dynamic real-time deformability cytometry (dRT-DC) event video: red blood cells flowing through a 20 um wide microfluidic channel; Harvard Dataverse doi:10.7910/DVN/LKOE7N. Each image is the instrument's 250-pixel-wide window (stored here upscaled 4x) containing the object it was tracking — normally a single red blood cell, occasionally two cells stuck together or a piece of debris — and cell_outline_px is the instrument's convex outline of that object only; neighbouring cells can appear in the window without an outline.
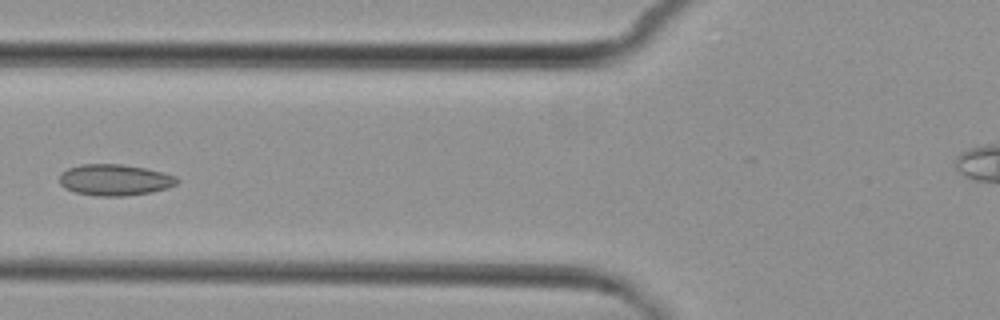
{"species": "common noctule bat (a hibernating species)", "species_latin": "Nyctalus noctula", "temperature_condition": "cold", "stored_images_in_passage": 2, "camera_frame_rate_fps": 3000, "um_per_image_px": 0.085, "animal": {"sex": "female", "body_mass_g": 29.2, "forearm_length_mm": 56.3}, "frame": {"image": 1, "passage_image": 2, "time_ms": 1.333, "image_size_px": [1000, 320], "cell_outline_px": [[180, 180], [176, 184], [168, 188], [152, 192], [124, 196], [92, 196], [76, 192], [64, 188], [60, 184], [60, 172], [68, 168], [80, 164], [120, 164], [144, 168], [176, 176]], "centroid_in_image_um": [9.73, 15.3], "position_along_channel_um": 116.1, "area_um2": 21.5}}